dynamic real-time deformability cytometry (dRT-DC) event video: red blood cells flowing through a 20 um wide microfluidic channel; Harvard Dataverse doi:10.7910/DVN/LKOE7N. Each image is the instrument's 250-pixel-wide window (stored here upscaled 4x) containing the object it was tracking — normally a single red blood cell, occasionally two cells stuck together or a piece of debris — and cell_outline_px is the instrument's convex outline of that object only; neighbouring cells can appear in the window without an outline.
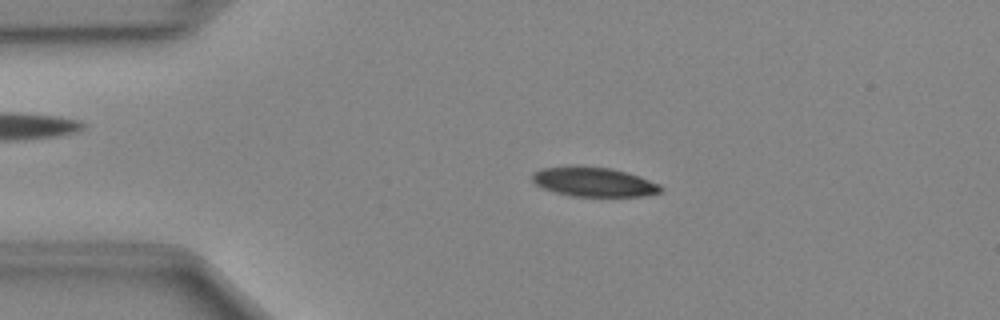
{"species": "Egyptian fruit bat (a non-hibernating species)", "species_latin": "Rousettus aegyptiacus", "temperature_condition": "cold", "stored_images_in_passage": 47, "camera_frame_rate_fps": 3000, "um_per_image_px": 0.085, "animal": {"sex": "female"}, "frame": {"image": 1, "passage_image": 9, "time_ms": 2.667, "image_size_px": [1000, 320], "cell_outline_px": [[664, 188], [660, 192], [644, 196], [572, 196], [556, 192], [544, 188], [536, 184], [532, 180], [532, 172], [540, 168], [568, 164], [576, 164], [612, 168], [628, 172], [640, 176], [660, 184]], "centroid_in_image_um": [50.45, 15.42], "position_along_channel_um": 34.5, "area_um2": 22.6}}
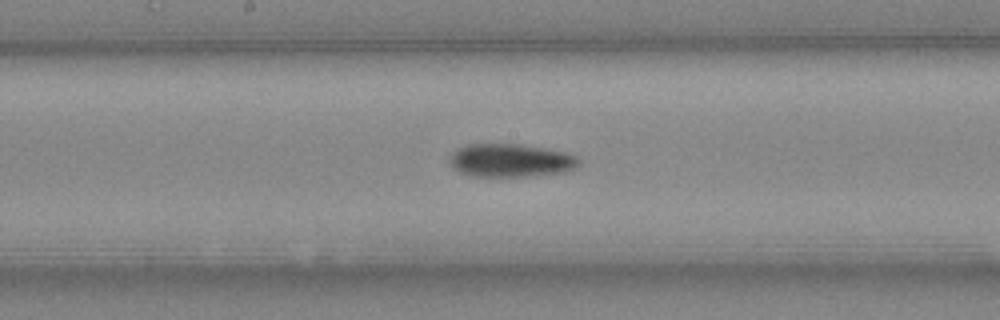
{"frame": {"image": 2, "passage_image": 24, "time_ms": 7.667, "image_size_px": [1000, 320], "cell_outline_px": [[580, 164], [576, 168], [564, 172], [532, 176], [472, 176], [460, 172], [452, 168], [448, 164], [448, 156], [452, 152], [468, 144], [520, 144], [544, 148], [564, 152], [576, 156], [580, 160]], "centroid_in_image_um": [43.38, 13.64], "position_along_channel_um": 204.8, "area_um2": 25.2}}
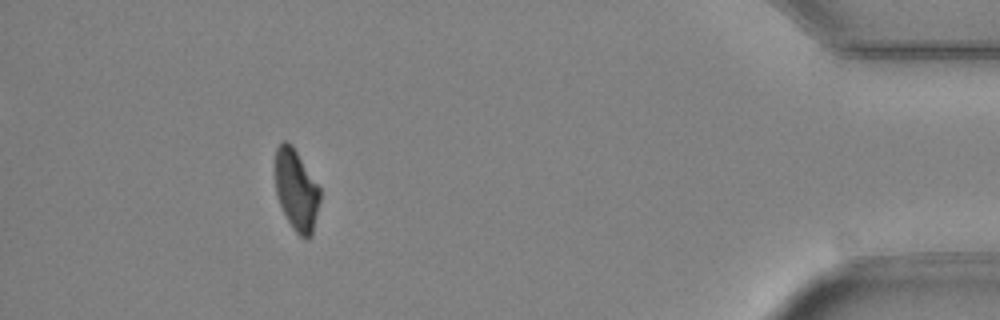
{"frame": {"image": 3, "passage_image": 43, "time_ms": 14.0, "image_size_px": [1000, 320], "cell_outline_px": [[320, 200], [312, 232], [308, 236], [300, 236], [296, 232], [288, 220], [280, 204], [276, 192], [276, 148], [284, 140], [292, 144], [320, 188]], "centroid_in_image_um": [25.19, 16.11], "position_along_channel_um": 410.0, "area_um2": 20.58}}